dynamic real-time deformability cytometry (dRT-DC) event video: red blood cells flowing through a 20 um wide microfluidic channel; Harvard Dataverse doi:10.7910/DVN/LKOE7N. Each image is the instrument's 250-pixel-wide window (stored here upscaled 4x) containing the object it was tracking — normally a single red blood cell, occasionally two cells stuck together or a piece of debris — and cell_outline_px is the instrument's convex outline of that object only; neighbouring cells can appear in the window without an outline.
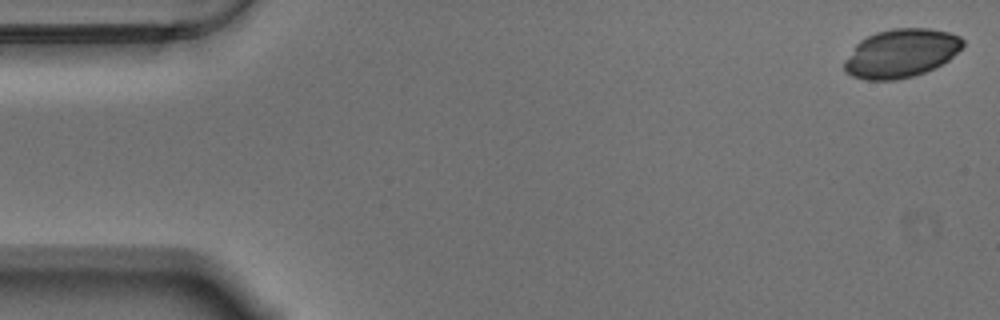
{"species": "Egyptian fruit bat (a non-hibernating species)", "species_latin": "Rousettus aegyptiacus", "temperature_condition": "warm", "stored_images_in_passage": 8, "camera_frame_rate_fps": 3000, "um_per_image_px": 0.085, "animal": {"sex": "male"}, "frame": {"image": 1, "passage_image": 1, "time_ms": 0.0, "image_size_px": [1000, 320], "cell_outline_px": [[964, 44], [948, 60], [924, 72], [912, 76], [896, 80], [868, 80], [852, 76], [844, 68], [844, 60], [856, 44], [860, 40], [876, 32], [892, 28], [932, 28], [948, 32], [960, 36], [964, 40]], "centroid_in_image_um": [76.57, 4.51], "position_along_channel_um": 8.4, "area_um2": 33.29}}